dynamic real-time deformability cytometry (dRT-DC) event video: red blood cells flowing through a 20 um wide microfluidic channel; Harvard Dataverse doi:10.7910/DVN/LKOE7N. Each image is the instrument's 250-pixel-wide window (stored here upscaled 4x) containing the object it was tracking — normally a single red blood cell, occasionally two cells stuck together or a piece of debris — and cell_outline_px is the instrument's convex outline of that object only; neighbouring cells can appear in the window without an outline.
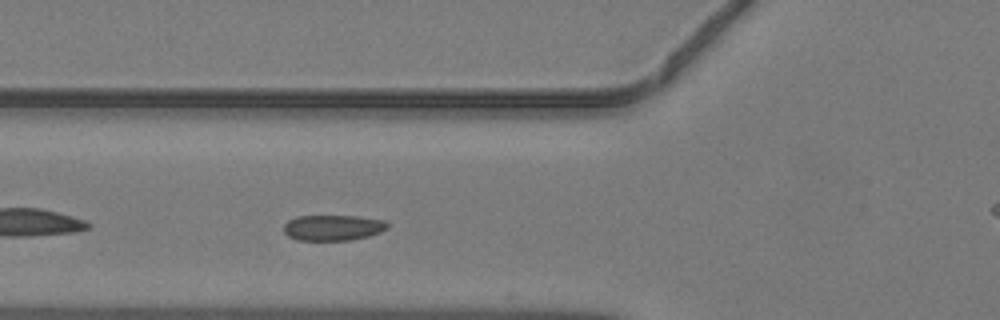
{"species": "common noctule bat (a hibernating species)", "species_latin": "Nyctalus noctula", "temperature_condition": "warm", "stored_images_in_passage": 6, "camera_frame_rate_fps": 3000, "um_per_image_px": 0.085, "animal": {"sex": "male", "body_mass_g": 19.2, "forearm_length_mm": 51.8}, "frame": {"image": 1, "passage_image": 5, "time_ms": 1.333, "image_size_px": [1000, 320], "cell_outline_px": [[388, 228], [380, 232], [368, 236], [352, 240], [296, 240], [288, 236], [284, 232], [284, 224], [288, 220], [296, 216], [356, 216], [384, 220], [388, 224]], "centroid_in_image_um": [28.28, 19.35], "position_along_channel_um": 97.5, "area_um2": 15.55}}